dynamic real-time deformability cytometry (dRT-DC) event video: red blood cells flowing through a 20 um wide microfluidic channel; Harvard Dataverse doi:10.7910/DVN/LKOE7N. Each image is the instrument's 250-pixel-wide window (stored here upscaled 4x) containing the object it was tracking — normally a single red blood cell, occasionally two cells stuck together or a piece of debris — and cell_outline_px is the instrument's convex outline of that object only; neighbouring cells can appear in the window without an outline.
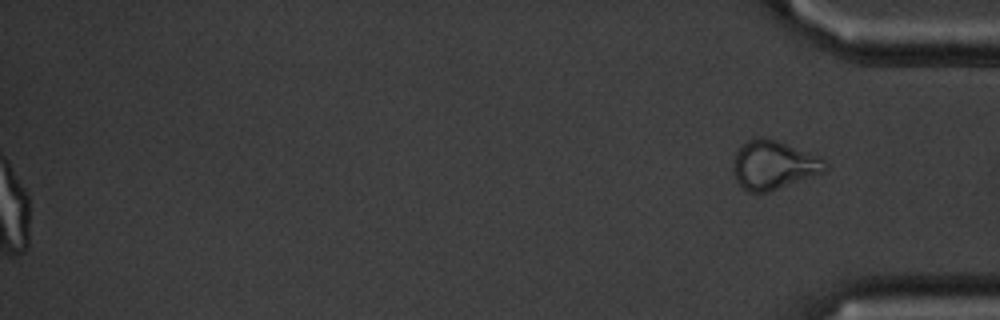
{"species": "common noctule bat (a hibernating species)", "species_latin": "Nyctalus noctula", "temperature_condition": "cold", "stored_images_in_passage": 56, "segment_of_instrument_passage": [2, 2], "camera_frame_rate_fps": 3000, "um_per_image_px": 0.085, "animal": {"sex": "male", "body_mass_g": 20.1, "forearm_length_mm": 53.5}, "frame": {"image": 1, "passage_image": 56, "time_ms": 18.333, "image_size_px": [1000, 320], "cell_outline_px": [[828, 168], [824, 172], [768, 192], [748, 192], [736, 180], [732, 168], [732, 164], [736, 152], [748, 140], [776, 140], [824, 160], [828, 164]], "centroid_in_image_um": [65.73, 14.07], "position_along_channel_um": 369.5, "area_um2": 25.2}}